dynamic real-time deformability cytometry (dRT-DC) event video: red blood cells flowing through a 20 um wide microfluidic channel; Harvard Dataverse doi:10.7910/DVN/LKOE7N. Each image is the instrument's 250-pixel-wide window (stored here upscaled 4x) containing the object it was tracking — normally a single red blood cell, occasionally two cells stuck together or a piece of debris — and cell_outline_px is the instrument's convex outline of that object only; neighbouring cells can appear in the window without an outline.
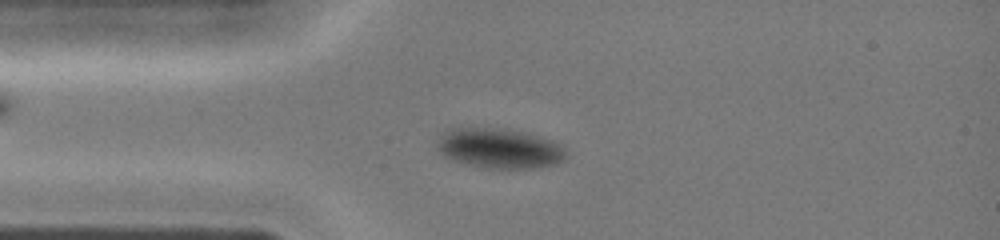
{"species": "common noctule bat (a hibernating species)", "species_latin": "Nyctalus noctula", "temperature_condition": "cold", "stored_images_in_passage": 39, "camera_frame_rate_fps": 3000, "um_per_image_px": 0.085, "animal": {"sex": "female", "body_mass_g": 19.0, "forearm_length_mm": 51.5}, "frame": {"image": 1, "passage_image": 10, "time_ms": 3.0, "image_size_px": [1000, 240], "cell_outline_px": [[568, 156], [564, 160], [556, 164], [540, 168], [480, 168], [464, 164], [452, 160], [444, 156], [436, 148], [436, 144], [440, 136], [448, 128], [508, 128], [540, 136], [552, 140], [560, 144], [568, 152]], "centroid_in_image_um": [42.47, 12.61], "position_along_channel_um": 42.5, "area_um2": 30.69}}
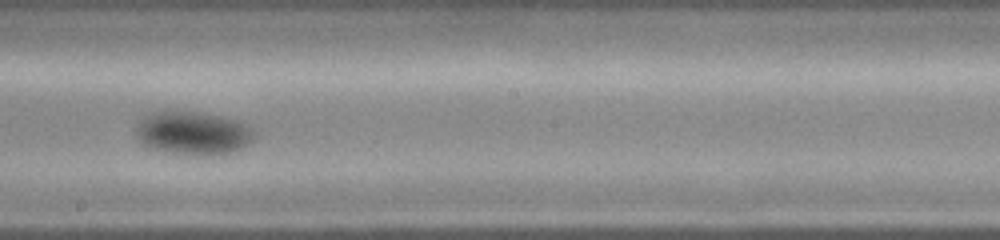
{"frame": {"image": 2, "passage_image": 23, "time_ms": 7.333, "image_size_px": [1000, 240], "cell_outline_px": [[256, 136], [252, 140], [240, 148], [232, 152], [200, 156], [172, 152], [152, 148], [144, 144], [136, 136], [136, 128], [140, 120], [144, 116], [152, 112], [196, 112], [220, 116], [236, 120], [248, 124], [256, 132]], "centroid_in_image_um": [16.44, 11.31], "position_along_channel_um": 231.8, "area_um2": 29.54}}
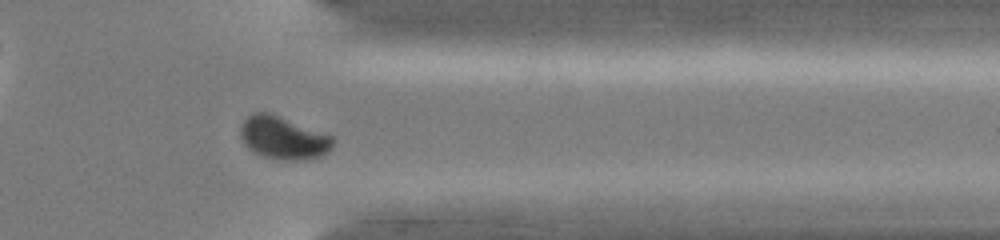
{"frame": {"image": 3, "passage_image": 33, "time_ms": 10.667, "image_size_px": [1000, 240], "cell_outline_px": [[336, 140], [332, 148], [328, 152], [320, 156], [300, 160], [284, 160], [264, 156], [252, 152], [248, 148], [240, 136], [240, 124], [252, 112], [268, 112], [280, 116], [332, 136]], "centroid_in_image_um": [24.07, 11.71], "position_along_channel_um": 387.3, "area_um2": 23.06}}